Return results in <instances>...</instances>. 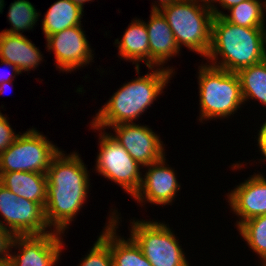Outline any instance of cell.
Segmentation results:
<instances>
[{
  "label": "cell",
  "mask_w": 266,
  "mask_h": 266,
  "mask_svg": "<svg viewBox=\"0 0 266 266\" xmlns=\"http://www.w3.org/2000/svg\"><path fill=\"white\" fill-rule=\"evenodd\" d=\"M79 155L78 152L65 154L61 150L46 172L45 219L50 229L62 234L88 198L90 174Z\"/></svg>",
  "instance_id": "1"
},
{
  "label": "cell",
  "mask_w": 266,
  "mask_h": 266,
  "mask_svg": "<svg viewBox=\"0 0 266 266\" xmlns=\"http://www.w3.org/2000/svg\"><path fill=\"white\" fill-rule=\"evenodd\" d=\"M148 69L153 71L123 83L121 88L113 93L106 104L99 109L90 123L96 128L105 130L106 127L110 128L120 123H134L143 115L160 97L164 88H167L166 85L174 74L162 67Z\"/></svg>",
  "instance_id": "2"
},
{
  "label": "cell",
  "mask_w": 266,
  "mask_h": 266,
  "mask_svg": "<svg viewBox=\"0 0 266 266\" xmlns=\"http://www.w3.org/2000/svg\"><path fill=\"white\" fill-rule=\"evenodd\" d=\"M265 40L266 28L241 27L214 15L207 64L237 73L264 61Z\"/></svg>",
  "instance_id": "3"
},
{
  "label": "cell",
  "mask_w": 266,
  "mask_h": 266,
  "mask_svg": "<svg viewBox=\"0 0 266 266\" xmlns=\"http://www.w3.org/2000/svg\"><path fill=\"white\" fill-rule=\"evenodd\" d=\"M198 69L199 121L225 119L235 114L244 104L237 73L207 63Z\"/></svg>",
  "instance_id": "4"
},
{
  "label": "cell",
  "mask_w": 266,
  "mask_h": 266,
  "mask_svg": "<svg viewBox=\"0 0 266 266\" xmlns=\"http://www.w3.org/2000/svg\"><path fill=\"white\" fill-rule=\"evenodd\" d=\"M170 26L176 44L198 53L204 58L211 46L212 20L210 7L193 0L172 2L160 10Z\"/></svg>",
  "instance_id": "5"
},
{
  "label": "cell",
  "mask_w": 266,
  "mask_h": 266,
  "mask_svg": "<svg viewBox=\"0 0 266 266\" xmlns=\"http://www.w3.org/2000/svg\"><path fill=\"white\" fill-rule=\"evenodd\" d=\"M130 224V237L152 266H190L169 224L137 219L130 221Z\"/></svg>",
  "instance_id": "6"
},
{
  "label": "cell",
  "mask_w": 266,
  "mask_h": 266,
  "mask_svg": "<svg viewBox=\"0 0 266 266\" xmlns=\"http://www.w3.org/2000/svg\"><path fill=\"white\" fill-rule=\"evenodd\" d=\"M20 134L0 155V173L22 171L46 174L61 149L34 127Z\"/></svg>",
  "instance_id": "7"
},
{
  "label": "cell",
  "mask_w": 266,
  "mask_h": 266,
  "mask_svg": "<svg viewBox=\"0 0 266 266\" xmlns=\"http://www.w3.org/2000/svg\"><path fill=\"white\" fill-rule=\"evenodd\" d=\"M90 125L92 130L100 132L99 153L95 163L96 172L107 180L116 183L131 197H134L141 185L143 176L140 169H143V167L129 155L126 149L110 133L94 127L91 123Z\"/></svg>",
  "instance_id": "8"
},
{
  "label": "cell",
  "mask_w": 266,
  "mask_h": 266,
  "mask_svg": "<svg viewBox=\"0 0 266 266\" xmlns=\"http://www.w3.org/2000/svg\"><path fill=\"white\" fill-rule=\"evenodd\" d=\"M63 234L52 231L42 235L14 236L9 253L12 266H55L65 244ZM17 249L16 254L11 253Z\"/></svg>",
  "instance_id": "9"
},
{
  "label": "cell",
  "mask_w": 266,
  "mask_h": 266,
  "mask_svg": "<svg viewBox=\"0 0 266 266\" xmlns=\"http://www.w3.org/2000/svg\"><path fill=\"white\" fill-rule=\"evenodd\" d=\"M48 52L53 51L57 69L72 72L93 62L91 46L82 25H76L46 38Z\"/></svg>",
  "instance_id": "10"
},
{
  "label": "cell",
  "mask_w": 266,
  "mask_h": 266,
  "mask_svg": "<svg viewBox=\"0 0 266 266\" xmlns=\"http://www.w3.org/2000/svg\"><path fill=\"white\" fill-rule=\"evenodd\" d=\"M111 136L122 145L129 155L142 167L162 159L165 154L163 141L147 125L120 123L110 126Z\"/></svg>",
  "instance_id": "11"
},
{
  "label": "cell",
  "mask_w": 266,
  "mask_h": 266,
  "mask_svg": "<svg viewBox=\"0 0 266 266\" xmlns=\"http://www.w3.org/2000/svg\"><path fill=\"white\" fill-rule=\"evenodd\" d=\"M164 156L159 161L152 163L147 167L144 177H142L141 185L138 192L133 197L141 206L143 203H151L155 205H170L177 193L180 191L175 168L169 167ZM142 203V204H141Z\"/></svg>",
  "instance_id": "12"
},
{
  "label": "cell",
  "mask_w": 266,
  "mask_h": 266,
  "mask_svg": "<svg viewBox=\"0 0 266 266\" xmlns=\"http://www.w3.org/2000/svg\"><path fill=\"white\" fill-rule=\"evenodd\" d=\"M251 176L226 196L230 209L240 218L236 220V227L252 217L266 214V178L261 173Z\"/></svg>",
  "instance_id": "13"
},
{
  "label": "cell",
  "mask_w": 266,
  "mask_h": 266,
  "mask_svg": "<svg viewBox=\"0 0 266 266\" xmlns=\"http://www.w3.org/2000/svg\"><path fill=\"white\" fill-rule=\"evenodd\" d=\"M150 12V19L145 22L149 38V68L162 66L173 72L175 69L165 64L171 57L180 54V48L163 14L160 11Z\"/></svg>",
  "instance_id": "14"
},
{
  "label": "cell",
  "mask_w": 266,
  "mask_h": 266,
  "mask_svg": "<svg viewBox=\"0 0 266 266\" xmlns=\"http://www.w3.org/2000/svg\"><path fill=\"white\" fill-rule=\"evenodd\" d=\"M40 49L23 34L0 32V60L9 62L20 73L35 70L43 60Z\"/></svg>",
  "instance_id": "15"
},
{
  "label": "cell",
  "mask_w": 266,
  "mask_h": 266,
  "mask_svg": "<svg viewBox=\"0 0 266 266\" xmlns=\"http://www.w3.org/2000/svg\"><path fill=\"white\" fill-rule=\"evenodd\" d=\"M118 47V56L124 61H131L135 65L136 73H140L139 62H144L149 68V38L145 21L141 19L131 20L122 38L115 39Z\"/></svg>",
  "instance_id": "16"
},
{
  "label": "cell",
  "mask_w": 266,
  "mask_h": 266,
  "mask_svg": "<svg viewBox=\"0 0 266 266\" xmlns=\"http://www.w3.org/2000/svg\"><path fill=\"white\" fill-rule=\"evenodd\" d=\"M0 183L19 197L40 203L45 207L47 199L46 174L22 171L0 173Z\"/></svg>",
  "instance_id": "17"
},
{
  "label": "cell",
  "mask_w": 266,
  "mask_h": 266,
  "mask_svg": "<svg viewBox=\"0 0 266 266\" xmlns=\"http://www.w3.org/2000/svg\"><path fill=\"white\" fill-rule=\"evenodd\" d=\"M111 210H114V221L110 223V251L113 266H152L143 255L141 248L131 237L125 239L116 233L120 223L119 220H121V217H119L121 214L115 209Z\"/></svg>",
  "instance_id": "18"
},
{
  "label": "cell",
  "mask_w": 266,
  "mask_h": 266,
  "mask_svg": "<svg viewBox=\"0 0 266 266\" xmlns=\"http://www.w3.org/2000/svg\"><path fill=\"white\" fill-rule=\"evenodd\" d=\"M84 11L69 0H57L48 8L42 19V31L45 38L67 28L83 25Z\"/></svg>",
  "instance_id": "19"
},
{
  "label": "cell",
  "mask_w": 266,
  "mask_h": 266,
  "mask_svg": "<svg viewBox=\"0 0 266 266\" xmlns=\"http://www.w3.org/2000/svg\"><path fill=\"white\" fill-rule=\"evenodd\" d=\"M17 203L16 236L42 235L52 232L45 219L44 207L40 203L22 197L17 199Z\"/></svg>",
  "instance_id": "20"
},
{
  "label": "cell",
  "mask_w": 266,
  "mask_h": 266,
  "mask_svg": "<svg viewBox=\"0 0 266 266\" xmlns=\"http://www.w3.org/2000/svg\"><path fill=\"white\" fill-rule=\"evenodd\" d=\"M243 102L250 99L266 106V62L248 66L237 72Z\"/></svg>",
  "instance_id": "21"
},
{
  "label": "cell",
  "mask_w": 266,
  "mask_h": 266,
  "mask_svg": "<svg viewBox=\"0 0 266 266\" xmlns=\"http://www.w3.org/2000/svg\"><path fill=\"white\" fill-rule=\"evenodd\" d=\"M223 17L230 23L247 28H265L266 0H245L228 9ZM265 13V14H264Z\"/></svg>",
  "instance_id": "22"
},
{
  "label": "cell",
  "mask_w": 266,
  "mask_h": 266,
  "mask_svg": "<svg viewBox=\"0 0 266 266\" xmlns=\"http://www.w3.org/2000/svg\"><path fill=\"white\" fill-rule=\"evenodd\" d=\"M237 230L246 244L266 263V214L252 217L241 223Z\"/></svg>",
  "instance_id": "23"
},
{
  "label": "cell",
  "mask_w": 266,
  "mask_h": 266,
  "mask_svg": "<svg viewBox=\"0 0 266 266\" xmlns=\"http://www.w3.org/2000/svg\"><path fill=\"white\" fill-rule=\"evenodd\" d=\"M7 14V18L12 27L2 31L18 35L26 30H31L36 25L39 16H41L29 0H14V2L10 4Z\"/></svg>",
  "instance_id": "24"
},
{
  "label": "cell",
  "mask_w": 266,
  "mask_h": 266,
  "mask_svg": "<svg viewBox=\"0 0 266 266\" xmlns=\"http://www.w3.org/2000/svg\"><path fill=\"white\" fill-rule=\"evenodd\" d=\"M107 219L109 220L103 227L104 229L98 236L97 241L77 266H113L110 251V223L114 221V211L111 212Z\"/></svg>",
  "instance_id": "25"
},
{
  "label": "cell",
  "mask_w": 266,
  "mask_h": 266,
  "mask_svg": "<svg viewBox=\"0 0 266 266\" xmlns=\"http://www.w3.org/2000/svg\"><path fill=\"white\" fill-rule=\"evenodd\" d=\"M18 195L5 188L0 183V226L16 236V210Z\"/></svg>",
  "instance_id": "26"
},
{
  "label": "cell",
  "mask_w": 266,
  "mask_h": 266,
  "mask_svg": "<svg viewBox=\"0 0 266 266\" xmlns=\"http://www.w3.org/2000/svg\"><path fill=\"white\" fill-rule=\"evenodd\" d=\"M18 135L10 126L7 116H4L0 110V155L10 147Z\"/></svg>",
  "instance_id": "27"
},
{
  "label": "cell",
  "mask_w": 266,
  "mask_h": 266,
  "mask_svg": "<svg viewBox=\"0 0 266 266\" xmlns=\"http://www.w3.org/2000/svg\"><path fill=\"white\" fill-rule=\"evenodd\" d=\"M13 237L9 230L0 226V259L9 257Z\"/></svg>",
  "instance_id": "28"
},
{
  "label": "cell",
  "mask_w": 266,
  "mask_h": 266,
  "mask_svg": "<svg viewBox=\"0 0 266 266\" xmlns=\"http://www.w3.org/2000/svg\"><path fill=\"white\" fill-rule=\"evenodd\" d=\"M0 62L2 63L1 65H5V66H9L10 68H12V73H10L9 75H7V71L5 70H1L0 72V84H2L3 82H11V81H14V78L17 76V75H20V71L18 70V68L16 66H14L13 64H10L9 62H6V61H3V60H0ZM3 71V72H2ZM6 71V72H5ZM7 73V74H5Z\"/></svg>",
  "instance_id": "29"
},
{
  "label": "cell",
  "mask_w": 266,
  "mask_h": 266,
  "mask_svg": "<svg viewBox=\"0 0 266 266\" xmlns=\"http://www.w3.org/2000/svg\"><path fill=\"white\" fill-rule=\"evenodd\" d=\"M259 128L258 138L256 139L258 143L257 145L259 146V151H261V154L263 155V160L266 161V120Z\"/></svg>",
  "instance_id": "30"
},
{
  "label": "cell",
  "mask_w": 266,
  "mask_h": 266,
  "mask_svg": "<svg viewBox=\"0 0 266 266\" xmlns=\"http://www.w3.org/2000/svg\"><path fill=\"white\" fill-rule=\"evenodd\" d=\"M193 1H195L199 4H200V2H202L203 5L210 7L215 16H222L223 15V11H220V9H218L217 4L214 5L216 0H193Z\"/></svg>",
  "instance_id": "31"
},
{
  "label": "cell",
  "mask_w": 266,
  "mask_h": 266,
  "mask_svg": "<svg viewBox=\"0 0 266 266\" xmlns=\"http://www.w3.org/2000/svg\"><path fill=\"white\" fill-rule=\"evenodd\" d=\"M242 1L245 0H216L215 3H219V5L222 6L224 10H228L235 5H238Z\"/></svg>",
  "instance_id": "32"
},
{
  "label": "cell",
  "mask_w": 266,
  "mask_h": 266,
  "mask_svg": "<svg viewBox=\"0 0 266 266\" xmlns=\"http://www.w3.org/2000/svg\"><path fill=\"white\" fill-rule=\"evenodd\" d=\"M176 1H179V0H158V1L155 0L154 1L155 3H152L153 5H152V8H151V11H160L165 6H168L172 2H176Z\"/></svg>",
  "instance_id": "33"
},
{
  "label": "cell",
  "mask_w": 266,
  "mask_h": 266,
  "mask_svg": "<svg viewBox=\"0 0 266 266\" xmlns=\"http://www.w3.org/2000/svg\"><path fill=\"white\" fill-rule=\"evenodd\" d=\"M70 2L74 3L75 5L79 6L80 8H82L84 10V5L85 3L89 2V1H93V0H69Z\"/></svg>",
  "instance_id": "34"
},
{
  "label": "cell",
  "mask_w": 266,
  "mask_h": 266,
  "mask_svg": "<svg viewBox=\"0 0 266 266\" xmlns=\"http://www.w3.org/2000/svg\"><path fill=\"white\" fill-rule=\"evenodd\" d=\"M0 266H12L9 257L0 259Z\"/></svg>",
  "instance_id": "35"
},
{
  "label": "cell",
  "mask_w": 266,
  "mask_h": 266,
  "mask_svg": "<svg viewBox=\"0 0 266 266\" xmlns=\"http://www.w3.org/2000/svg\"><path fill=\"white\" fill-rule=\"evenodd\" d=\"M12 82H3L2 84H0V94L5 93L4 91H6L8 85H10Z\"/></svg>",
  "instance_id": "36"
},
{
  "label": "cell",
  "mask_w": 266,
  "mask_h": 266,
  "mask_svg": "<svg viewBox=\"0 0 266 266\" xmlns=\"http://www.w3.org/2000/svg\"><path fill=\"white\" fill-rule=\"evenodd\" d=\"M4 0H0V13L2 14L4 8Z\"/></svg>",
  "instance_id": "37"
},
{
  "label": "cell",
  "mask_w": 266,
  "mask_h": 266,
  "mask_svg": "<svg viewBox=\"0 0 266 266\" xmlns=\"http://www.w3.org/2000/svg\"><path fill=\"white\" fill-rule=\"evenodd\" d=\"M264 61L266 62V40H265V53H264Z\"/></svg>",
  "instance_id": "38"
}]
</instances>
